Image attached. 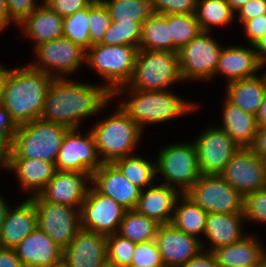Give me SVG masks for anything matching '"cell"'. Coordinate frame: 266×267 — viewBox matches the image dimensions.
I'll use <instances>...</instances> for the list:
<instances>
[{
    "mask_svg": "<svg viewBox=\"0 0 266 267\" xmlns=\"http://www.w3.org/2000/svg\"><path fill=\"white\" fill-rule=\"evenodd\" d=\"M112 102V94L102 84L53 78L40 118L69 129L82 128L84 120L103 112Z\"/></svg>",
    "mask_w": 266,
    "mask_h": 267,
    "instance_id": "1",
    "label": "cell"
},
{
    "mask_svg": "<svg viewBox=\"0 0 266 267\" xmlns=\"http://www.w3.org/2000/svg\"><path fill=\"white\" fill-rule=\"evenodd\" d=\"M3 64L1 106L17 126L41 117L47 91L53 77L29 64L7 68Z\"/></svg>",
    "mask_w": 266,
    "mask_h": 267,
    "instance_id": "2",
    "label": "cell"
},
{
    "mask_svg": "<svg viewBox=\"0 0 266 267\" xmlns=\"http://www.w3.org/2000/svg\"><path fill=\"white\" fill-rule=\"evenodd\" d=\"M117 98L120 108L143 131L150 124H161L190 115L199 107L198 103L182 98L172 90L139 91L127 85L117 88L112 93V100Z\"/></svg>",
    "mask_w": 266,
    "mask_h": 267,
    "instance_id": "3",
    "label": "cell"
},
{
    "mask_svg": "<svg viewBox=\"0 0 266 267\" xmlns=\"http://www.w3.org/2000/svg\"><path fill=\"white\" fill-rule=\"evenodd\" d=\"M106 118L92 124L91 130L103 163L133 155L142 143L143 131L117 104Z\"/></svg>",
    "mask_w": 266,
    "mask_h": 267,
    "instance_id": "4",
    "label": "cell"
},
{
    "mask_svg": "<svg viewBox=\"0 0 266 267\" xmlns=\"http://www.w3.org/2000/svg\"><path fill=\"white\" fill-rule=\"evenodd\" d=\"M69 128L41 118L19 125L12 140L11 158H34L55 164Z\"/></svg>",
    "mask_w": 266,
    "mask_h": 267,
    "instance_id": "5",
    "label": "cell"
},
{
    "mask_svg": "<svg viewBox=\"0 0 266 267\" xmlns=\"http://www.w3.org/2000/svg\"><path fill=\"white\" fill-rule=\"evenodd\" d=\"M155 159L157 178L163 180L158 183L177 189L181 194H185L201 175L193 139L163 146Z\"/></svg>",
    "mask_w": 266,
    "mask_h": 267,
    "instance_id": "6",
    "label": "cell"
},
{
    "mask_svg": "<svg viewBox=\"0 0 266 267\" xmlns=\"http://www.w3.org/2000/svg\"><path fill=\"white\" fill-rule=\"evenodd\" d=\"M183 82L179 53L174 51L138 50L131 81L127 86L139 91L171 90Z\"/></svg>",
    "mask_w": 266,
    "mask_h": 267,
    "instance_id": "7",
    "label": "cell"
},
{
    "mask_svg": "<svg viewBox=\"0 0 266 267\" xmlns=\"http://www.w3.org/2000/svg\"><path fill=\"white\" fill-rule=\"evenodd\" d=\"M138 47L130 45H92L86 51V66L105 81L103 85L112 94L127 85L133 76Z\"/></svg>",
    "mask_w": 266,
    "mask_h": 267,
    "instance_id": "8",
    "label": "cell"
},
{
    "mask_svg": "<svg viewBox=\"0 0 266 267\" xmlns=\"http://www.w3.org/2000/svg\"><path fill=\"white\" fill-rule=\"evenodd\" d=\"M223 47L210 32H201L185 45L178 52L183 83L213 80Z\"/></svg>",
    "mask_w": 266,
    "mask_h": 267,
    "instance_id": "9",
    "label": "cell"
},
{
    "mask_svg": "<svg viewBox=\"0 0 266 267\" xmlns=\"http://www.w3.org/2000/svg\"><path fill=\"white\" fill-rule=\"evenodd\" d=\"M35 56L29 65L53 78H71L86 64V50L70 39L61 37L32 49Z\"/></svg>",
    "mask_w": 266,
    "mask_h": 267,
    "instance_id": "10",
    "label": "cell"
},
{
    "mask_svg": "<svg viewBox=\"0 0 266 267\" xmlns=\"http://www.w3.org/2000/svg\"><path fill=\"white\" fill-rule=\"evenodd\" d=\"M207 213H243L244 196L221 175H200L185 193Z\"/></svg>",
    "mask_w": 266,
    "mask_h": 267,
    "instance_id": "11",
    "label": "cell"
},
{
    "mask_svg": "<svg viewBox=\"0 0 266 267\" xmlns=\"http://www.w3.org/2000/svg\"><path fill=\"white\" fill-rule=\"evenodd\" d=\"M37 214V227L64 250L80 228V209L44 201L39 195L30 197Z\"/></svg>",
    "mask_w": 266,
    "mask_h": 267,
    "instance_id": "12",
    "label": "cell"
},
{
    "mask_svg": "<svg viewBox=\"0 0 266 267\" xmlns=\"http://www.w3.org/2000/svg\"><path fill=\"white\" fill-rule=\"evenodd\" d=\"M80 128L69 129L63 138L55 161L57 171H77L93 174L102 165L91 130L80 132Z\"/></svg>",
    "mask_w": 266,
    "mask_h": 267,
    "instance_id": "13",
    "label": "cell"
},
{
    "mask_svg": "<svg viewBox=\"0 0 266 267\" xmlns=\"http://www.w3.org/2000/svg\"><path fill=\"white\" fill-rule=\"evenodd\" d=\"M209 124L193 142L202 175H220L240 146L218 125Z\"/></svg>",
    "mask_w": 266,
    "mask_h": 267,
    "instance_id": "14",
    "label": "cell"
},
{
    "mask_svg": "<svg viewBox=\"0 0 266 267\" xmlns=\"http://www.w3.org/2000/svg\"><path fill=\"white\" fill-rule=\"evenodd\" d=\"M126 209L92 185L80 207V228L105 237L118 232Z\"/></svg>",
    "mask_w": 266,
    "mask_h": 267,
    "instance_id": "15",
    "label": "cell"
},
{
    "mask_svg": "<svg viewBox=\"0 0 266 267\" xmlns=\"http://www.w3.org/2000/svg\"><path fill=\"white\" fill-rule=\"evenodd\" d=\"M226 182L243 196L266 188V161L240 147L220 174Z\"/></svg>",
    "mask_w": 266,
    "mask_h": 267,
    "instance_id": "16",
    "label": "cell"
},
{
    "mask_svg": "<svg viewBox=\"0 0 266 267\" xmlns=\"http://www.w3.org/2000/svg\"><path fill=\"white\" fill-rule=\"evenodd\" d=\"M63 267H107L106 237L80 229L62 250Z\"/></svg>",
    "mask_w": 266,
    "mask_h": 267,
    "instance_id": "17",
    "label": "cell"
},
{
    "mask_svg": "<svg viewBox=\"0 0 266 267\" xmlns=\"http://www.w3.org/2000/svg\"><path fill=\"white\" fill-rule=\"evenodd\" d=\"M155 240L165 267H180L203 250L201 239L180 231L171 223L159 225Z\"/></svg>",
    "mask_w": 266,
    "mask_h": 267,
    "instance_id": "18",
    "label": "cell"
},
{
    "mask_svg": "<svg viewBox=\"0 0 266 267\" xmlns=\"http://www.w3.org/2000/svg\"><path fill=\"white\" fill-rule=\"evenodd\" d=\"M91 176L77 171H56L38 195L44 201L80 209L91 186Z\"/></svg>",
    "mask_w": 266,
    "mask_h": 267,
    "instance_id": "19",
    "label": "cell"
},
{
    "mask_svg": "<svg viewBox=\"0 0 266 267\" xmlns=\"http://www.w3.org/2000/svg\"><path fill=\"white\" fill-rule=\"evenodd\" d=\"M91 185L126 210L135 209L141 189L127 180L113 163H103L91 176Z\"/></svg>",
    "mask_w": 266,
    "mask_h": 267,
    "instance_id": "20",
    "label": "cell"
},
{
    "mask_svg": "<svg viewBox=\"0 0 266 267\" xmlns=\"http://www.w3.org/2000/svg\"><path fill=\"white\" fill-rule=\"evenodd\" d=\"M263 69L264 66L258 60L253 45H224L214 79L218 75L225 76V84H227L256 76Z\"/></svg>",
    "mask_w": 266,
    "mask_h": 267,
    "instance_id": "21",
    "label": "cell"
},
{
    "mask_svg": "<svg viewBox=\"0 0 266 267\" xmlns=\"http://www.w3.org/2000/svg\"><path fill=\"white\" fill-rule=\"evenodd\" d=\"M14 249L24 267H58L62 265V249L38 227Z\"/></svg>",
    "mask_w": 266,
    "mask_h": 267,
    "instance_id": "22",
    "label": "cell"
},
{
    "mask_svg": "<svg viewBox=\"0 0 266 267\" xmlns=\"http://www.w3.org/2000/svg\"><path fill=\"white\" fill-rule=\"evenodd\" d=\"M245 222L243 213H208L204 234L208 242L202 240L203 250L213 251L218 247L240 241L248 235L244 231Z\"/></svg>",
    "mask_w": 266,
    "mask_h": 267,
    "instance_id": "23",
    "label": "cell"
},
{
    "mask_svg": "<svg viewBox=\"0 0 266 267\" xmlns=\"http://www.w3.org/2000/svg\"><path fill=\"white\" fill-rule=\"evenodd\" d=\"M13 204L0 230V247L14 248L37 227V214L30 198Z\"/></svg>",
    "mask_w": 266,
    "mask_h": 267,
    "instance_id": "24",
    "label": "cell"
},
{
    "mask_svg": "<svg viewBox=\"0 0 266 267\" xmlns=\"http://www.w3.org/2000/svg\"><path fill=\"white\" fill-rule=\"evenodd\" d=\"M180 195L177 189L156 182L141 190L135 210L160 225L170 224Z\"/></svg>",
    "mask_w": 266,
    "mask_h": 267,
    "instance_id": "25",
    "label": "cell"
},
{
    "mask_svg": "<svg viewBox=\"0 0 266 267\" xmlns=\"http://www.w3.org/2000/svg\"><path fill=\"white\" fill-rule=\"evenodd\" d=\"M260 240L258 235L256 237L249 233L240 241L213 250L218 267H256L260 265L266 259V246Z\"/></svg>",
    "mask_w": 266,
    "mask_h": 267,
    "instance_id": "26",
    "label": "cell"
},
{
    "mask_svg": "<svg viewBox=\"0 0 266 267\" xmlns=\"http://www.w3.org/2000/svg\"><path fill=\"white\" fill-rule=\"evenodd\" d=\"M8 171L13 172L19 188L27 198L38 195L54 177V163L42 159L10 158Z\"/></svg>",
    "mask_w": 266,
    "mask_h": 267,
    "instance_id": "27",
    "label": "cell"
},
{
    "mask_svg": "<svg viewBox=\"0 0 266 267\" xmlns=\"http://www.w3.org/2000/svg\"><path fill=\"white\" fill-rule=\"evenodd\" d=\"M26 39L31 40L34 49L40 44L63 37V18L42 3L18 28Z\"/></svg>",
    "mask_w": 266,
    "mask_h": 267,
    "instance_id": "28",
    "label": "cell"
},
{
    "mask_svg": "<svg viewBox=\"0 0 266 267\" xmlns=\"http://www.w3.org/2000/svg\"><path fill=\"white\" fill-rule=\"evenodd\" d=\"M232 81L225 86V98L246 113L256 115L266 93V73Z\"/></svg>",
    "mask_w": 266,
    "mask_h": 267,
    "instance_id": "29",
    "label": "cell"
},
{
    "mask_svg": "<svg viewBox=\"0 0 266 267\" xmlns=\"http://www.w3.org/2000/svg\"><path fill=\"white\" fill-rule=\"evenodd\" d=\"M222 107V128L240 147H249L258 132L255 115L246 113L239 107L230 103L225 97Z\"/></svg>",
    "mask_w": 266,
    "mask_h": 267,
    "instance_id": "30",
    "label": "cell"
},
{
    "mask_svg": "<svg viewBox=\"0 0 266 267\" xmlns=\"http://www.w3.org/2000/svg\"><path fill=\"white\" fill-rule=\"evenodd\" d=\"M207 214L186 194H181L176 201L171 224L180 231L203 240Z\"/></svg>",
    "mask_w": 266,
    "mask_h": 267,
    "instance_id": "31",
    "label": "cell"
},
{
    "mask_svg": "<svg viewBox=\"0 0 266 267\" xmlns=\"http://www.w3.org/2000/svg\"><path fill=\"white\" fill-rule=\"evenodd\" d=\"M138 50L173 51L168 15L152 13L143 22Z\"/></svg>",
    "mask_w": 266,
    "mask_h": 267,
    "instance_id": "32",
    "label": "cell"
},
{
    "mask_svg": "<svg viewBox=\"0 0 266 267\" xmlns=\"http://www.w3.org/2000/svg\"><path fill=\"white\" fill-rule=\"evenodd\" d=\"M138 153L117 159L113 164L120 170L124 177L141 190L156 183V161H152Z\"/></svg>",
    "mask_w": 266,
    "mask_h": 267,
    "instance_id": "33",
    "label": "cell"
},
{
    "mask_svg": "<svg viewBox=\"0 0 266 267\" xmlns=\"http://www.w3.org/2000/svg\"><path fill=\"white\" fill-rule=\"evenodd\" d=\"M195 15L203 32H212L217 26L225 28L236 21L226 0H197Z\"/></svg>",
    "mask_w": 266,
    "mask_h": 267,
    "instance_id": "34",
    "label": "cell"
},
{
    "mask_svg": "<svg viewBox=\"0 0 266 267\" xmlns=\"http://www.w3.org/2000/svg\"><path fill=\"white\" fill-rule=\"evenodd\" d=\"M159 225L135 209L126 210L117 234L134 243L146 242L155 239Z\"/></svg>",
    "mask_w": 266,
    "mask_h": 267,
    "instance_id": "35",
    "label": "cell"
},
{
    "mask_svg": "<svg viewBox=\"0 0 266 267\" xmlns=\"http://www.w3.org/2000/svg\"><path fill=\"white\" fill-rule=\"evenodd\" d=\"M112 22H144L152 13L151 0H103Z\"/></svg>",
    "mask_w": 266,
    "mask_h": 267,
    "instance_id": "36",
    "label": "cell"
},
{
    "mask_svg": "<svg viewBox=\"0 0 266 267\" xmlns=\"http://www.w3.org/2000/svg\"><path fill=\"white\" fill-rule=\"evenodd\" d=\"M168 26L173 39L174 52H179L193 38L203 32L196 19L195 13L169 14Z\"/></svg>",
    "mask_w": 266,
    "mask_h": 267,
    "instance_id": "37",
    "label": "cell"
},
{
    "mask_svg": "<svg viewBox=\"0 0 266 267\" xmlns=\"http://www.w3.org/2000/svg\"><path fill=\"white\" fill-rule=\"evenodd\" d=\"M89 6L63 18V37L70 39L86 51L91 47Z\"/></svg>",
    "mask_w": 266,
    "mask_h": 267,
    "instance_id": "38",
    "label": "cell"
},
{
    "mask_svg": "<svg viewBox=\"0 0 266 267\" xmlns=\"http://www.w3.org/2000/svg\"><path fill=\"white\" fill-rule=\"evenodd\" d=\"M143 22L116 23L112 22L105 32L100 44L104 45H130L139 47Z\"/></svg>",
    "mask_w": 266,
    "mask_h": 267,
    "instance_id": "39",
    "label": "cell"
},
{
    "mask_svg": "<svg viewBox=\"0 0 266 267\" xmlns=\"http://www.w3.org/2000/svg\"><path fill=\"white\" fill-rule=\"evenodd\" d=\"M108 267L131 265L136 243L115 233L106 237Z\"/></svg>",
    "mask_w": 266,
    "mask_h": 267,
    "instance_id": "40",
    "label": "cell"
},
{
    "mask_svg": "<svg viewBox=\"0 0 266 267\" xmlns=\"http://www.w3.org/2000/svg\"><path fill=\"white\" fill-rule=\"evenodd\" d=\"M88 22L90 26L91 46L100 44L105 32L112 23L108 9L102 2H92L89 5Z\"/></svg>",
    "mask_w": 266,
    "mask_h": 267,
    "instance_id": "41",
    "label": "cell"
},
{
    "mask_svg": "<svg viewBox=\"0 0 266 267\" xmlns=\"http://www.w3.org/2000/svg\"><path fill=\"white\" fill-rule=\"evenodd\" d=\"M243 215L246 223L266 224V188L244 196Z\"/></svg>",
    "mask_w": 266,
    "mask_h": 267,
    "instance_id": "42",
    "label": "cell"
},
{
    "mask_svg": "<svg viewBox=\"0 0 266 267\" xmlns=\"http://www.w3.org/2000/svg\"><path fill=\"white\" fill-rule=\"evenodd\" d=\"M131 265L138 267H165L155 239L136 243Z\"/></svg>",
    "mask_w": 266,
    "mask_h": 267,
    "instance_id": "43",
    "label": "cell"
},
{
    "mask_svg": "<svg viewBox=\"0 0 266 267\" xmlns=\"http://www.w3.org/2000/svg\"><path fill=\"white\" fill-rule=\"evenodd\" d=\"M153 13L191 14L196 12L197 0H151Z\"/></svg>",
    "mask_w": 266,
    "mask_h": 267,
    "instance_id": "44",
    "label": "cell"
},
{
    "mask_svg": "<svg viewBox=\"0 0 266 267\" xmlns=\"http://www.w3.org/2000/svg\"><path fill=\"white\" fill-rule=\"evenodd\" d=\"M42 3L37 0H7L9 26L13 23L18 27Z\"/></svg>",
    "mask_w": 266,
    "mask_h": 267,
    "instance_id": "45",
    "label": "cell"
},
{
    "mask_svg": "<svg viewBox=\"0 0 266 267\" xmlns=\"http://www.w3.org/2000/svg\"><path fill=\"white\" fill-rule=\"evenodd\" d=\"M51 10L62 18L88 7L92 0H42Z\"/></svg>",
    "mask_w": 266,
    "mask_h": 267,
    "instance_id": "46",
    "label": "cell"
},
{
    "mask_svg": "<svg viewBox=\"0 0 266 267\" xmlns=\"http://www.w3.org/2000/svg\"><path fill=\"white\" fill-rule=\"evenodd\" d=\"M247 44L253 45L266 32V15L258 16L256 18L245 20L242 23ZM248 38V39H247Z\"/></svg>",
    "mask_w": 266,
    "mask_h": 267,
    "instance_id": "47",
    "label": "cell"
},
{
    "mask_svg": "<svg viewBox=\"0 0 266 267\" xmlns=\"http://www.w3.org/2000/svg\"><path fill=\"white\" fill-rule=\"evenodd\" d=\"M262 15H266V0H249L235 12V18L240 24Z\"/></svg>",
    "mask_w": 266,
    "mask_h": 267,
    "instance_id": "48",
    "label": "cell"
},
{
    "mask_svg": "<svg viewBox=\"0 0 266 267\" xmlns=\"http://www.w3.org/2000/svg\"><path fill=\"white\" fill-rule=\"evenodd\" d=\"M180 267H218V265L212 251L202 250L198 255Z\"/></svg>",
    "mask_w": 266,
    "mask_h": 267,
    "instance_id": "49",
    "label": "cell"
},
{
    "mask_svg": "<svg viewBox=\"0 0 266 267\" xmlns=\"http://www.w3.org/2000/svg\"><path fill=\"white\" fill-rule=\"evenodd\" d=\"M248 148L254 155L266 161V127L258 129Z\"/></svg>",
    "mask_w": 266,
    "mask_h": 267,
    "instance_id": "50",
    "label": "cell"
},
{
    "mask_svg": "<svg viewBox=\"0 0 266 267\" xmlns=\"http://www.w3.org/2000/svg\"><path fill=\"white\" fill-rule=\"evenodd\" d=\"M18 126L6 108L0 106V136H14Z\"/></svg>",
    "mask_w": 266,
    "mask_h": 267,
    "instance_id": "51",
    "label": "cell"
},
{
    "mask_svg": "<svg viewBox=\"0 0 266 267\" xmlns=\"http://www.w3.org/2000/svg\"><path fill=\"white\" fill-rule=\"evenodd\" d=\"M12 140L13 136H0V171L2 168L9 172Z\"/></svg>",
    "mask_w": 266,
    "mask_h": 267,
    "instance_id": "52",
    "label": "cell"
},
{
    "mask_svg": "<svg viewBox=\"0 0 266 267\" xmlns=\"http://www.w3.org/2000/svg\"><path fill=\"white\" fill-rule=\"evenodd\" d=\"M0 267H24L14 248L0 247Z\"/></svg>",
    "mask_w": 266,
    "mask_h": 267,
    "instance_id": "53",
    "label": "cell"
},
{
    "mask_svg": "<svg viewBox=\"0 0 266 267\" xmlns=\"http://www.w3.org/2000/svg\"><path fill=\"white\" fill-rule=\"evenodd\" d=\"M257 58L260 63L266 68V32L264 35L253 44Z\"/></svg>",
    "mask_w": 266,
    "mask_h": 267,
    "instance_id": "54",
    "label": "cell"
},
{
    "mask_svg": "<svg viewBox=\"0 0 266 267\" xmlns=\"http://www.w3.org/2000/svg\"><path fill=\"white\" fill-rule=\"evenodd\" d=\"M9 27L7 0H0V33Z\"/></svg>",
    "mask_w": 266,
    "mask_h": 267,
    "instance_id": "55",
    "label": "cell"
},
{
    "mask_svg": "<svg viewBox=\"0 0 266 267\" xmlns=\"http://www.w3.org/2000/svg\"><path fill=\"white\" fill-rule=\"evenodd\" d=\"M255 117L258 128L266 127V93Z\"/></svg>",
    "mask_w": 266,
    "mask_h": 267,
    "instance_id": "56",
    "label": "cell"
},
{
    "mask_svg": "<svg viewBox=\"0 0 266 267\" xmlns=\"http://www.w3.org/2000/svg\"><path fill=\"white\" fill-rule=\"evenodd\" d=\"M5 199L6 198H4L2 194H0V230H1V227H2L3 222L5 220L7 211L9 210V208L11 206L8 203V201Z\"/></svg>",
    "mask_w": 266,
    "mask_h": 267,
    "instance_id": "57",
    "label": "cell"
},
{
    "mask_svg": "<svg viewBox=\"0 0 266 267\" xmlns=\"http://www.w3.org/2000/svg\"><path fill=\"white\" fill-rule=\"evenodd\" d=\"M230 5L231 9L236 12L242 5L247 3L249 0H226Z\"/></svg>",
    "mask_w": 266,
    "mask_h": 267,
    "instance_id": "58",
    "label": "cell"
},
{
    "mask_svg": "<svg viewBox=\"0 0 266 267\" xmlns=\"http://www.w3.org/2000/svg\"><path fill=\"white\" fill-rule=\"evenodd\" d=\"M2 92H3V63L0 64V106L2 100Z\"/></svg>",
    "mask_w": 266,
    "mask_h": 267,
    "instance_id": "59",
    "label": "cell"
},
{
    "mask_svg": "<svg viewBox=\"0 0 266 267\" xmlns=\"http://www.w3.org/2000/svg\"><path fill=\"white\" fill-rule=\"evenodd\" d=\"M256 267H266V259L260 265H258Z\"/></svg>",
    "mask_w": 266,
    "mask_h": 267,
    "instance_id": "60",
    "label": "cell"
},
{
    "mask_svg": "<svg viewBox=\"0 0 266 267\" xmlns=\"http://www.w3.org/2000/svg\"><path fill=\"white\" fill-rule=\"evenodd\" d=\"M123 267H138V266H135V265H128V266H123Z\"/></svg>",
    "mask_w": 266,
    "mask_h": 267,
    "instance_id": "61",
    "label": "cell"
},
{
    "mask_svg": "<svg viewBox=\"0 0 266 267\" xmlns=\"http://www.w3.org/2000/svg\"><path fill=\"white\" fill-rule=\"evenodd\" d=\"M93 2H103V0H92Z\"/></svg>",
    "mask_w": 266,
    "mask_h": 267,
    "instance_id": "62",
    "label": "cell"
}]
</instances>
